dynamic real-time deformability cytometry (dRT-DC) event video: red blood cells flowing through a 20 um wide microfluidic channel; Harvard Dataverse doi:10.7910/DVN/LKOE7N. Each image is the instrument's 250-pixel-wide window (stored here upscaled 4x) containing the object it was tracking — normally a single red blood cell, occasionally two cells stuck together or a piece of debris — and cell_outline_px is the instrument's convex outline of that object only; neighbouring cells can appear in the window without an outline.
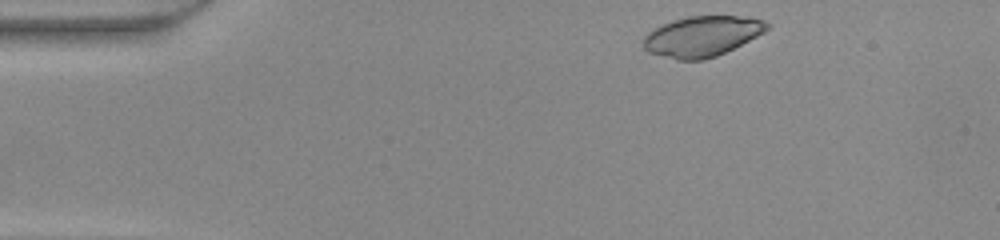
{"species": "common noctule bat (a hibernating species)", "species_latin": "Nyctalus noctula", "temperature_condition": "warm", "stored_images_in_passage": 42, "camera_frame_rate_fps": 3000, "um_per_image_px": 0.085, "animal": {"sex": "female", "body_mass_g": 22.0, "forearm_length_mm": 56.7}, "frame": {"image": 1, "passage_image": 1, "time_ms": 0.0, "image_size_px": [1000, 240], "cell_outline_px": [[768, 28], [764, 32], [716, 56], [704, 60], [676, 60], [648, 52], [644, 48], [644, 36], [648, 32], [672, 20], [688, 16], [748, 16], [764, 20], [768, 24]], "centroid_in_image_um": [59.66, 3.08], "position_along_channel_um": 25.3, "area_um2": 28.84}}
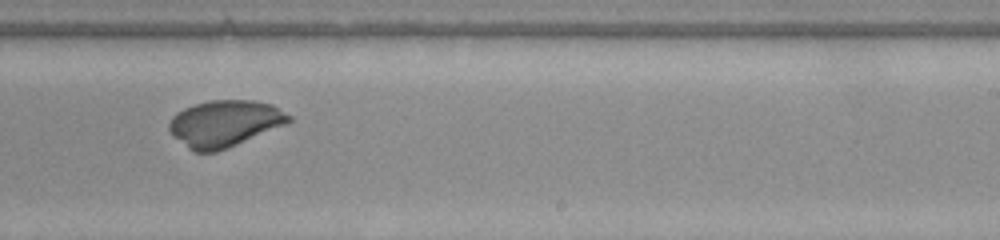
{"frame": {"image": 2, "passage_image": 24, "time_ms": 7.667, "image_size_px": [1000, 240], "cell_outline_px": [[292, 120], [288, 124], [228, 148], [216, 152], [192, 152], [172, 136], [168, 128], [168, 124], [172, 116], [176, 112], [192, 104], [208, 100], [252, 100], [272, 104], [292, 116]], "centroid_in_image_um": [19.08, 10.5], "position_along_channel_um": 269.9, "area_um2": 33.0}}
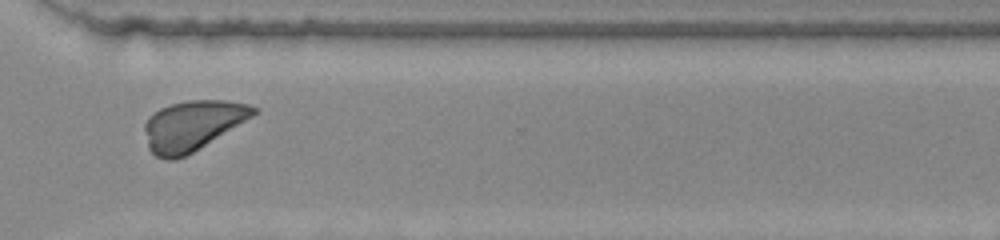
{"frame": {"image": 3, "passage_image": 30, "time_ms": 9.667, "image_size_px": [1000, 240], "cell_outline_px": [[260, 112], [192, 152], [176, 160], [164, 160], [156, 156], [148, 148], [144, 128], [144, 124], [148, 116], [160, 108], [172, 104], [188, 100], [224, 100], [248, 104], [260, 108]], "centroid_in_image_um": [16.36, 10.66], "position_along_channel_um": 354.2, "area_um2": 31.62}}